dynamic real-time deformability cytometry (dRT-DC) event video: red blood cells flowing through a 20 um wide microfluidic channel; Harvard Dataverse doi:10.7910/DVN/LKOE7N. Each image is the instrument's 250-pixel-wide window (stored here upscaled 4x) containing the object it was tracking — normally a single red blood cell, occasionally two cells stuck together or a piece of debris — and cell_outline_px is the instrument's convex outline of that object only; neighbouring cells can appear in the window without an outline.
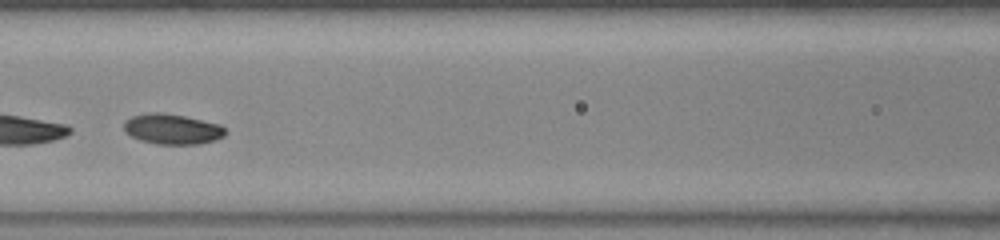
{"species": "common noctule bat (a hibernating species)", "species_latin": "Nyctalus noctula", "temperature_condition": "warm", "stored_images_in_passage": 34, "segment_of_instrument_passage": [2, 2], "camera_frame_rate_fps": 3000, "um_per_image_px": 0.085, "animal": {"sex": "female", "body_mass_g": 23.0, "forearm_length_mm": 53.4}, "frame": {"image": 1, "passage_image": 14, "time_ms": 4.333, "image_size_px": [1000, 240], "cell_outline_px": [[228, 132], [224, 136], [216, 140], [200, 144], [156, 144], [140, 140], [124, 132], [124, 120], [132, 116], [152, 112], [160, 112], [184, 116], [220, 124]], "centroid_in_image_um": [14.65, 10.97], "position_along_channel_um": 152.0, "area_um2": 18.03}}
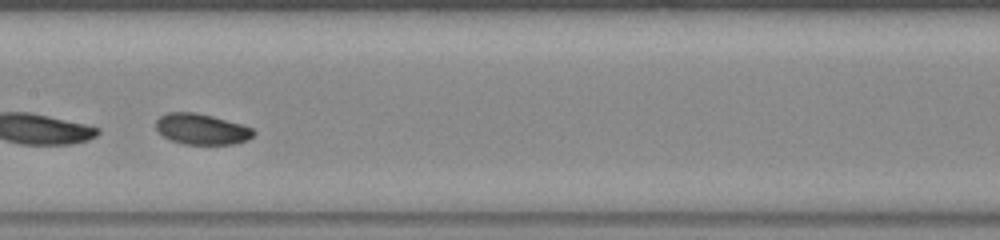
{"frame": {"image": 2, "passage_image": 17, "time_ms": 5.333, "image_size_px": [1000, 240], "cell_outline_px": [[256, 132], [248, 140], [236, 144], [184, 144], [172, 140], [164, 136], [156, 128], [156, 120], [160, 116], [168, 112], [196, 112], [212, 116], [240, 124], [252, 128]], "centroid_in_image_um": [17.15, 10.97], "position_along_channel_um": 190.3, "area_um2": 17.4}}